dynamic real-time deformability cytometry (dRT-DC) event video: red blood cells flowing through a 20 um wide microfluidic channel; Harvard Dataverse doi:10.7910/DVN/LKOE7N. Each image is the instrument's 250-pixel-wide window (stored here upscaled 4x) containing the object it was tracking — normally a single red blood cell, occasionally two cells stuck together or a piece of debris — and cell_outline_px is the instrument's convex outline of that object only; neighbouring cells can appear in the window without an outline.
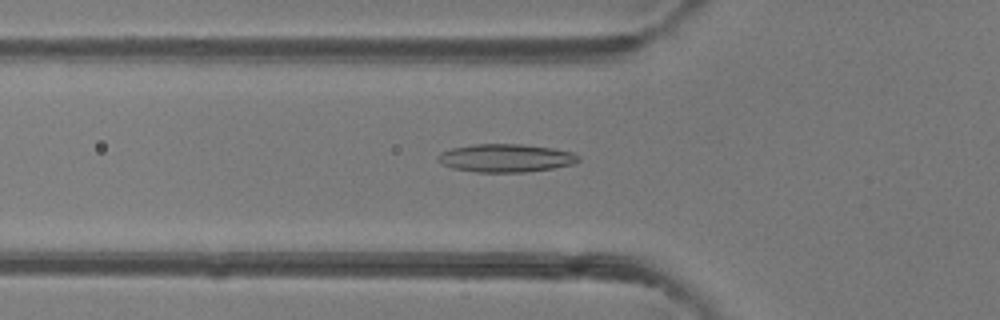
{"species": "common noctule bat (a hibernating species)", "species_latin": "Nyctalus noctula", "temperature_condition": "room temperature", "stored_images_in_passage": 48, "camera_frame_rate_fps": 3000, "um_per_image_px": 0.085, "animal": {"sex": "female"}, "frame": {"image": 1, "passage_image": 16, "time_ms": 5.0, "image_size_px": [1000, 320], "cell_outline_px": [[580, 160], [572, 164], [552, 168], [524, 172], [476, 172], [452, 168], [436, 160], [436, 156], [440, 152], [452, 148], [472, 144], [524, 144], [552, 148], [572, 152], [580, 156]], "centroid_in_image_um": [42.96, 13.42], "position_along_channel_um": 82.8, "area_um2": 23.06}}
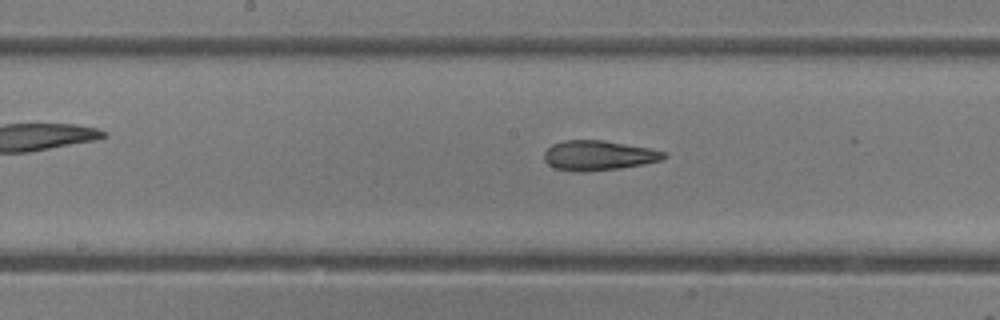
{"frame": {"image": 2, "passage_image": 24, "time_ms": 7.667, "image_size_px": [1000, 320], "cell_outline_px": [[668, 156], [664, 160], [644, 164], [620, 168], [584, 172], [580, 172], [552, 168], [544, 160], [544, 152], [552, 144], [564, 140], [604, 140], [648, 148], [668, 152]], "centroid_in_image_um": [50.89, 13.22], "position_along_channel_um": 197.3, "area_um2": 21.04}}
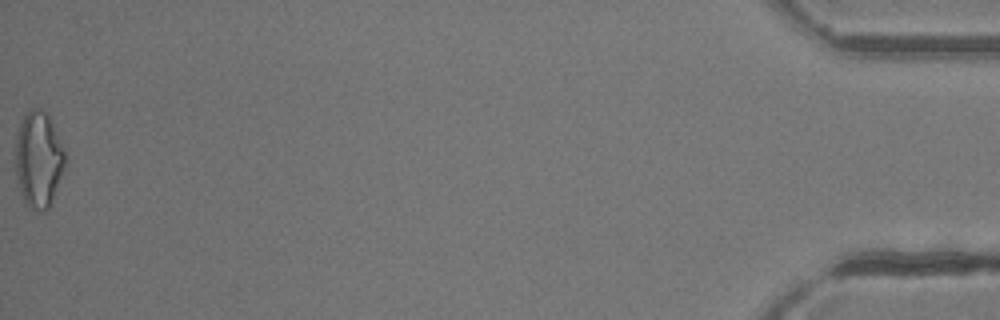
{"frame": {"image": 3, "passage_image": 48, "time_ms": 15.667, "image_size_px": [1000, 320], "cell_outline_px": [[64, 168], [52, 200], [48, 208], [36, 212], [28, 208], [24, 204], [20, 192], [16, 176], [16, 136], [20, 124], [24, 116], [32, 108], [40, 108], [48, 116], [64, 148]], "centroid_in_image_um": [3.25, 13.6], "position_along_channel_um": 431.9, "area_um2": 27.51}, "authors_computed_cell_mechanics": {"area_um2": 21.9062, "velocity_mm_per_s": 4.2491, "shape_relaxation_time_tau1_ms": null, "shape_relaxation_time_tau2_ms": 2.2788, "deformation_change_tau1": null, "deformation_change_tau2": 0.1088}}